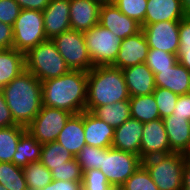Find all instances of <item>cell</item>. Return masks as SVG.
<instances>
[{
    "instance_id": "c3c4849f",
    "label": "cell",
    "mask_w": 190,
    "mask_h": 190,
    "mask_svg": "<svg viewBox=\"0 0 190 190\" xmlns=\"http://www.w3.org/2000/svg\"><path fill=\"white\" fill-rule=\"evenodd\" d=\"M185 17L190 18V0H180Z\"/></svg>"
},
{
    "instance_id": "816d5d0a",
    "label": "cell",
    "mask_w": 190,
    "mask_h": 190,
    "mask_svg": "<svg viewBox=\"0 0 190 190\" xmlns=\"http://www.w3.org/2000/svg\"><path fill=\"white\" fill-rule=\"evenodd\" d=\"M0 190H8V189L0 184Z\"/></svg>"
},
{
    "instance_id": "f6af8a7d",
    "label": "cell",
    "mask_w": 190,
    "mask_h": 190,
    "mask_svg": "<svg viewBox=\"0 0 190 190\" xmlns=\"http://www.w3.org/2000/svg\"><path fill=\"white\" fill-rule=\"evenodd\" d=\"M21 9L43 11L50 0H15Z\"/></svg>"
},
{
    "instance_id": "681fc988",
    "label": "cell",
    "mask_w": 190,
    "mask_h": 190,
    "mask_svg": "<svg viewBox=\"0 0 190 190\" xmlns=\"http://www.w3.org/2000/svg\"><path fill=\"white\" fill-rule=\"evenodd\" d=\"M92 1H96L101 5L114 4L115 3V0H92Z\"/></svg>"
},
{
    "instance_id": "d6986e66",
    "label": "cell",
    "mask_w": 190,
    "mask_h": 190,
    "mask_svg": "<svg viewBox=\"0 0 190 190\" xmlns=\"http://www.w3.org/2000/svg\"><path fill=\"white\" fill-rule=\"evenodd\" d=\"M115 128L95 116L91 111H84V135L86 145L111 148Z\"/></svg>"
},
{
    "instance_id": "ba28073f",
    "label": "cell",
    "mask_w": 190,
    "mask_h": 190,
    "mask_svg": "<svg viewBox=\"0 0 190 190\" xmlns=\"http://www.w3.org/2000/svg\"><path fill=\"white\" fill-rule=\"evenodd\" d=\"M141 165L142 159L138 155L113 147L102 148L100 170L115 189H119Z\"/></svg>"
},
{
    "instance_id": "60d3db41",
    "label": "cell",
    "mask_w": 190,
    "mask_h": 190,
    "mask_svg": "<svg viewBox=\"0 0 190 190\" xmlns=\"http://www.w3.org/2000/svg\"><path fill=\"white\" fill-rule=\"evenodd\" d=\"M173 116L187 117L190 121V93L178 97Z\"/></svg>"
},
{
    "instance_id": "f1b7e54d",
    "label": "cell",
    "mask_w": 190,
    "mask_h": 190,
    "mask_svg": "<svg viewBox=\"0 0 190 190\" xmlns=\"http://www.w3.org/2000/svg\"><path fill=\"white\" fill-rule=\"evenodd\" d=\"M73 158L74 156L57 141L42 145L40 162L50 171Z\"/></svg>"
},
{
    "instance_id": "7a4b0ae2",
    "label": "cell",
    "mask_w": 190,
    "mask_h": 190,
    "mask_svg": "<svg viewBox=\"0 0 190 190\" xmlns=\"http://www.w3.org/2000/svg\"><path fill=\"white\" fill-rule=\"evenodd\" d=\"M16 124L27 127L42 107V84L26 69L2 89Z\"/></svg>"
},
{
    "instance_id": "d4e9b609",
    "label": "cell",
    "mask_w": 190,
    "mask_h": 190,
    "mask_svg": "<svg viewBox=\"0 0 190 190\" xmlns=\"http://www.w3.org/2000/svg\"><path fill=\"white\" fill-rule=\"evenodd\" d=\"M42 145L26 130L19 139L12 163L23 168L40 161Z\"/></svg>"
},
{
    "instance_id": "30bf717a",
    "label": "cell",
    "mask_w": 190,
    "mask_h": 190,
    "mask_svg": "<svg viewBox=\"0 0 190 190\" xmlns=\"http://www.w3.org/2000/svg\"><path fill=\"white\" fill-rule=\"evenodd\" d=\"M73 114L62 109L42 105L26 130L42 144L56 141L59 133Z\"/></svg>"
},
{
    "instance_id": "44dd1931",
    "label": "cell",
    "mask_w": 190,
    "mask_h": 190,
    "mask_svg": "<svg viewBox=\"0 0 190 190\" xmlns=\"http://www.w3.org/2000/svg\"><path fill=\"white\" fill-rule=\"evenodd\" d=\"M162 120L169 139L170 153L185 154L190 148V121L187 117L173 115Z\"/></svg>"
},
{
    "instance_id": "ee69618b",
    "label": "cell",
    "mask_w": 190,
    "mask_h": 190,
    "mask_svg": "<svg viewBox=\"0 0 190 190\" xmlns=\"http://www.w3.org/2000/svg\"><path fill=\"white\" fill-rule=\"evenodd\" d=\"M179 42V47L190 48V18L180 20Z\"/></svg>"
},
{
    "instance_id": "d590c367",
    "label": "cell",
    "mask_w": 190,
    "mask_h": 190,
    "mask_svg": "<svg viewBox=\"0 0 190 190\" xmlns=\"http://www.w3.org/2000/svg\"><path fill=\"white\" fill-rule=\"evenodd\" d=\"M75 158L83 172L89 169H100L102 148L85 145Z\"/></svg>"
},
{
    "instance_id": "1f68e13d",
    "label": "cell",
    "mask_w": 190,
    "mask_h": 190,
    "mask_svg": "<svg viewBox=\"0 0 190 190\" xmlns=\"http://www.w3.org/2000/svg\"><path fill=\"white\" fill-rule=\"evenodd\" d=\"M119 190H159L147 169L141 165Z\"/></svg>"
},
{
    "instance_id": "8fae6325",
    "label": "cell",
    "mask_w": 190,
    "mask_h": 190,
    "mask_svg": "<svg viewBox=\"0 0 190 190\" xmlns=\"http://www.w3.org/2000/svg\"><path fill=\"white\" fill-rule=\"evenodd\" d=\"M180 20L160 21L142 27L148 47L177 54L179 49Z\"/></svg>"
},
{
    "instance_id": "7402d4cb",
    "label": "cell",
    "mask_w": 190,
    "mask_h": 190,
    "mask_svg": "<svg viewBox=\"0 0 190 190\" xmlns=\"http://www.w3.org/2000/svg\"><path fill=\"white\" fill-rule=\"evenodd\" d=\"M56 141L74 157L79 154L81 149L86 145L84 135V111L79 114H73L68 119Z\"/></svg>"
},
{
    "instance_id": "5bb4252c",
    "label": "cell",
    "mask_w": 190,
    "mask_h": 190,
    "mask_svg": "<svg viewBox=\"0 0 190 190\" xmlns=\"http://www.w3.org/2000/svg\"><path fill=\"white\" fill-rule=\"evenodd\" d=\"M99 24L122 40L142 30L140 23L123 14L115 4L101 6Z\"/></svg>"
},
{
    "instance_id": "b9f144b4",
    "label": "cell",
    "mask_w": 190,
    "mask_h": 190,
    "mask_svg": "<svg viewBox=\"0 0 190 190\" xmlns=\"http://www.w3.org/2000/svg\"><path fill=\"white\" fill-rule=\"evenodd\" d=\"M16 125L14 122L9 107L5 101L4 94L0 90V128Z\"/></svg>"
},
{
    "instance_id": "52a82bcc",
    "label": "cell",
    "mask_w": 190,
    "mask_h": 190,
    "mask_svg": "<svg viewBox=\"0 0 190 190\" xmlns=\"http://www.w3.org/2000/svg\"><path fill=\"white\" fill-rule=\"evenodd\" d=\"M83 36L94 67L115 62L122 39L100 24L83 32Z\"/></svg>"
},
{
    "instance_id": "bcb514c9",
    "label": "cell",
    "mask_w": 190,
    "mask_h": 190,
    "mask_svg": "<svg viewBox=\"0 0 190 190\" xmlns=\"http://www.w3.org/2000/svg\"><path fill=\"white\" fill-rule=\"evenodd\" d=\"M176 55L178 62L190 71V48L179 47Z\"/></svg>"
},
{
    "instance_id": "f907efd6",
    "label": "cell",
    "mask_w": 190,
    "mask_h": 190,
    "mask_svg": "<svg viewBox=\"0 0 190 190\" xmlns=\"http://www.w3.org/2000/svg\"><path fill=\"white\" fill-rule=\"evenodd\" d=\"M186 156V161L190 164V148L189 150L185 153Z\"/></svg>"
},
{
    "instance_id": "2e32d148",
    "label": "cell",
    "mask_w": 190,
    "mask_h": 190,
    "mask_svg": "<svg viewBox=\"0 0 190 190\" xmlns=\"http://www.w3.org/2000/svg\"><path fill=\"white\" fill-rule=\"evenodd\" d=\"M101 4L92 0H70V26L85 32L99 24Z\"/></svg>"
},
{
    "instance_id": "d6a6232c",
    "label": "cell",
    "mask_w": 190,
    "mask_h": 190,
    "mask_svg": "<svg viewBox=\"0 0 190 190\" xmlns=\"http://www.w3.org/2000/svg\"><path fill=\"white\" fill-rule=\"evenodd\" d=\"M178 61L176 54H171L159 49L149 48L145 64L153 71L154 75L159 70L172 67Z\"/></svg>"
},
{
    "instance_id": "ffe728a7",
    "label": "cell",
    "mask_w": 190,
    "mask_h": 190,
    "mask_svg": "<svg viewBox=\"0 0 190 190\" xmlns=\"http://www.w3.org/2000/svg\"><path fill=\"white\" fill-rule=\"evenodd\" d=\"M155 86L169 89L178 96L190 93V71L178 61L154 75Z\"/></svg>"
},
{
    "instance_id": "9c48e42d",
    "label": "cell",
    "mask_w": 190,
    "mask_h": 190,
    "mask_svg": "<svg viewBox=\"0 0 190 190\" xmlns=\"http://www.w3.org/2000/svg\"><path fill=\"white\" fill-rule=\"evenodd\" d=\"M70 70L88 72L94 65L85 44L83 32L68 30L52 39Z\"/></svg>"
},
{
    "instance_id": "4316f807",
    "label": "cell",
    "mask_w": 190,
    "mask_h": 190,
    "mask_svg": "<svg viewBox=\"0 0 190 190\" xmlns=\"http://www.w3.org/2000/svg\"><path fill=\"white\" fill-rule=\"evenodd\" d=\"M131 118L141 123L160 119L157 103L153 94L130 97Z\"/></svg>"
},
{
    "instance_id": "9a60e30c",
    "label": "cell",
    "mask_w": 190,
    "mask_h": 190,
    "mask_svg": "<svg viewBox=\"0 0 190 190\" xmlns=\"http://www.w3.org/2000/svg\"><path fill=\"white\" fill-rule=\"evenodd\" d=\"M42 12L47 39H53L71 29L70 0H50Z\"/></svg>"
},
{
    "instance_id": "7dc6e473",
    "label": "cell",
    "mask_w": 190,
    "mask_h": 190,
    "mask_svg": "<svg viewBox=\"0 0 190 190\" xmlns=\"http://www.w3.org/2000/svg\"><path fill=\"white\" fill-rule=\"evenodd\" d=\"M183 187L182 189H190V164L186 161L183 168Z\"/></svg>"
},
{
    "instance_id": "6da1fadb",
    "label": "cell",
    "mask_w": 190,
    "mask_h": 190,
    "mask_svg": "<svg viewBox=\"0 0 190 190\" xmlns=\"http://www.w3.org/2000/svg\"><path fill=\"white\" fill-rule=\"evenodd\" d=\"M42 105L79 114L86 109L87 72L70 70L68 73L42 81Z\"/></svg>"
},
{
    "instance_id": "cb8c5ba5",
    "label": "cell",
    "mask_w": 190,
    "mask_h": 190,
    "mask_svg": "<svg viewBox=\"0 0 190 190\" xmlns=\"http://www.w3.org/2000/svg\"><path fill=\"white\" fill-rule=\"evenodd\" d=\"M25 70V54L14 49H0V90Z\"/></svg>"
},
{
    "instance_id": "e0dca14e",
    "label": "cell",
    "mask_w": 190,
    "mask_h": 190,
    "mask_svg": "<svg viewBox=\"0 0 190 190\" xmlns=\"http://www.w3.org/2000/svg\"><path fill=\"white\" fill-rule=\"evenodd\" d=\"M130 97L150 95L155 90L153 71L145 64L122 69Z\"/></svg>"
},
{
    "instance_id": "ac0fdd59",
    "label": "cell",
    "mask_w": 190,
    "mask_h": 190,
    "mask_svg": "<svg viewBox=\"0 0 190 190\" xmlns=\"http://www.w3.org/2000/svg\"><path fill=\"white\" fill-rule=\"evenodd\" d=\"M143 123L129 118L121 126L115 128L112 147L140 156V145Z\"/></svg>"
},
{
    "instance_id": "5b68a950",
    "label": "cell",
    "mask_w": 190,
    "mask_h": 190,
    "mask_svg": "<svg viewBox=\"0 0 190 190\" xmlns=\"http://www.w3.org/2000/svg\"><path fill=\"white\" fill-rule=\"evenodd\" d=\"M186 156L171 152L142 160L159 190H181L183 187V168Z\"/></svg>"
},
{
    "instance_id": "8d00e7d4",
    "label": "cell",
    "mask_w": 190,
    "mask_h": 190,
    "mask_svg": "<svg viewBox=\"0 0 190 190\" xmlns=\"http://www.w3.org/2000/svg\"><path fill=\"white\" fill-rule=\"evenodd\" d=\"M82 190H115L100 169L83 172Z\"/></svg>"
},
{
    "instance_id": "484cf974",
    "label": "cell",
    "mask_w": 190,
    "mask_h": 190,
    "mask_svg": "<svg viewBox=\"0 0 190 190\" xmlns=\"http://www.w3.org/2000/svg\"><path fill=\"white\" fill-rule=\"evenodd\" d=\"M92 113L108 125L116 128L131 118L130 102L129 100H123L113 104L98 106Z\"/></svg>"
},
{
    "instance_id": "4fadbf2b",
    "label": "cell",
    "mask_w": 190,
    "mask_h": 190,
    "mask_svg": "<svg viewBox=\"0 0 190 190\" xmlns=\"http://www.w3.org/2000/svg\"><path fill=\"white\" fill-rule=\"evenodd\" d=\"M149 52L146 37L141 30L122 40L115 62L111 65L121 70L146 62Z\"/></svg>"
},
{
    "instance_id": "603a6c76",
    "label": "cell",
    "mask_w": 190,
    "mask_h": 190,
    "mask_svg": "<svg viewBox=\"0 0 190 190\" xmlns=\"http://www.w3.org/2000/svg\"><path fill=\"white\" fill-rule=\"evenodd\" d=\"M183 18L185 14L180 0H147L146 15L141 26Z\"/></svg>"
},
{
    "instance_id": "e575fe53",
    "label": "cell",
    "mask_w": 190,
    "mask_h": 190,
    "mask_svg": "<svg viewBox=\"0 0 190 190\" xmlns=\"http://www.w3.org/2000/svg\"><path fill=\"white\" fill-rule=\"evenodd\" d=\"M114 4L129 18L136 20L141 25L144 23L147 0H115Z\"/></svg>"
},
{
    "instance_id": "ab89813d",
    "label": "cell",
    "mask_w": 190,
    "mask_h": 190,
    "mask_svg": "<svg viewBox=\"0 0 190 190\" xmlns=\"http://www.w3.org/2000/svg\"><path fill=\"white\" fill-rule=\"evenodd\" d=\"M41 190H82V181L52 180Z\"/></svg>"
},
{
    "instance_id": "74e56055",
    "label": "cell",
    "mask_w": 190,
    "mask_h": 190,
    "mask_svg": "<svg viewBox=\"0 0 190 190\" xmlns=\"http://www.w3.org/2000/svg\"><path fill=\"white\" fill-rule=\"evenodd\" d=\"M51 174L54 180L82 181L83 179V171L75 157L63 166L53 168Z\"/></svg>"
},
{
    "instance_id": "f35d334b",
    "label": "cell",
    "mask_w": 190,
    "mask_h": 190,
    "mask_svg": "<svg viewBox=\"0 0 190 190\" xmlns=\"http://www.w3.org/2000/svg\"><path fill=\"white\" fill-rule=\"evenodd\" d=\"M20 11L21 7L15 0H0V22L13 26Z\"/></svg>"
},
{
    "instance_id": "7c38bea8",
    "label": "cell",
    "mask_w": 190,
    "mask_h": 190,
    "mask_svg": "<svg viewBox=\"0 0 190 190\" xmlns=\"http://www.w3.org/2000/svg\"><path fill=\"white\" fill-rule=\"evenodd\" d=\"M170 153L169 139L162 119L143 123L140 145L142 160Z\"/></svg>"
},
{
    "instance_id": "836d02e7",
    "label": "cell",
    "mask_w": 190,
    "mask_h": 190,
    "mask_svg": "<svg viewBox=\"0 0 190 190\" xmlns=\"http://www.w3.org/2000/svg\"><path fill=\"white\" fill-rule=\"evenodd\" d=\"M152 94L157 103L160 119L172 115L179 96L162 87H156Z\"/></svg>"
},
{
    "instance_id": "4dcf8cb0",
    "label": "cell",
    "mask_w": 190,
    "mask_h": 190,
    "mask_svg": "<svg viewBox=\"0 0 190 190\" xmlns=\"http://www.w3.org/2000/svg\"><path fill=\"white\" fill-rule=\"evenodd\" d=\"M23 171L30 190H41L53 180L51 171L40 161L29 163Z\"/></svg>"
},
{
    "instance_id": "8992f818",
    "label": "cell",
    "mask_w": 190,
    "mask_h": 190,
    "mask_svg": "<svg viewBox=\"0 0 190 190\" xmlns=\"http://www.w3.org/2000/svg\"><path fill=\"white\" fill-rule=\"evenodd\" d=\"M12 28L13 48L24 54L47 40L42 11L21 9Z\"/></svg>"
},
{
    "instance_id": "3957f363",
    "label": "cell",
    "mask_w": 190,
    "mask_h": 190,
    "mask_svg": "<svg viewBox=\"0 0 190 190\" xmlns=\"http://www.w3.org/2000/svg\"><path fill=\"white\" fill-rule=\"evenodd\" d=\"M130 95L120 68L95 66L87 72V99L85 111L98 106L129 100Z\"/></svg>"
},
{
    "instance_id": "f546056e",
    "label": "cell",
    "mask_w": 190,
    "mask_h": 190,
    "mask_svg": "<svg viewBox=\"0 0 190 190\" xmlns=\"http://www.w3.org/2000/svg\"><path fill=\"white\" fill-rule=\"evenodd\" d=\"M0 184L8 190H28L23 168L12 162H0Z\"/></svg>"
},
{
    "instance_id": "7bdbcfd3",
    "label": "cell",
    "mask_w": 190,
    "mask_h": 190,
    "mask_svg": "<svg viewBox=\"0 0 190 190\" xmlns=\"http://www.w3.org/2000/svg\"><path fill=\"white\" fill-rule=\"evenodd\" d=\"M13 48V28L11 25L0 22V49Z\"/></svg>"
},
{
    "instance_id": "83f0119b",
    "label": "cell",
    "mask_w": 190,
    "mask_h": 190,
    "mask_svg": "<svg viewBox=\"0 0 190 190\" xmlns=\"http://www.w3.org/2000/svg\"><path fill=\"white\" fill-rule=\"evenodd\" d=\"M26 127L16 124L0 128V162H12L16 147Z\"/></svg>"
},
{
    "instance_id": "277c9868",
    "label": "cell",
    "mask_w": 190,
    "mask_h": 190,
    "mask_svg": "<svg viewBox=\"0 0 190 190\" xmlns=\"http://www.w3.org/2000/svg\"><path fill=\"white\" fill-rule=\"evenodd\" d=\"M25 69L40 82L57 78L70 71L52 39H47L25 54Z\"/></svg>"
}]
</instances>
